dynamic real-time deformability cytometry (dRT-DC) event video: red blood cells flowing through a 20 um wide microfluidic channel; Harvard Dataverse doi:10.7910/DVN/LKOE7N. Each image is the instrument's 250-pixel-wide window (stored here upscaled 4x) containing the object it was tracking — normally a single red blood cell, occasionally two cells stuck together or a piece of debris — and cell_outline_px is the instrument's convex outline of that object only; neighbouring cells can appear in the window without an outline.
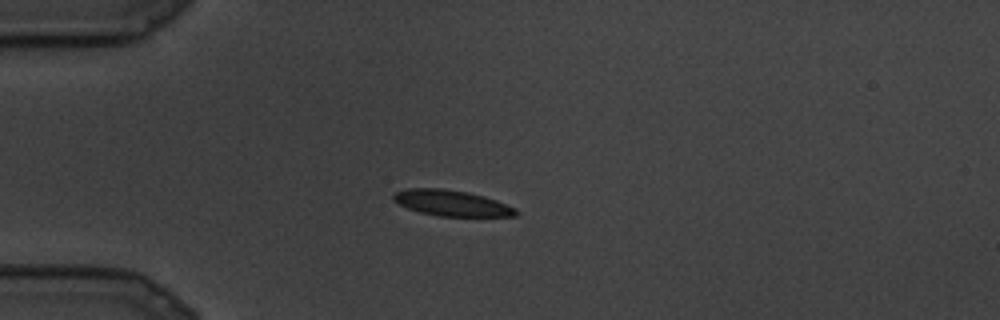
{"species": "common noctule bat (a hibernating species)", "species_latin": "Nyctalus noctula", "temperature_condition": "cold", "stored_images_in_passage": 4, "camera_frame_rate_fps": 3000, "um_per_image_px": 0.085, "animal": {"sex": "male", "body_mass_g": 19.5, "forearm_length_mm": 54.6}, "frame": {"image": 1, "passage_image": 1, "time_ms": 0.0, "image_size_px": [1000, 320], "cell_outline_px": [[520, 212], [516, 216], [440, 216], [420, 212], [408, 208], [392, 200], [392, 196], [396, 192], [408, 188], [440, 188], [468, 192], [484, 196], [496, 200], [516, 208]], "centroid_in_image_um": [38.41, 17.26], "position_along_channel_um": 46.6, "area_um2": 18.38}}
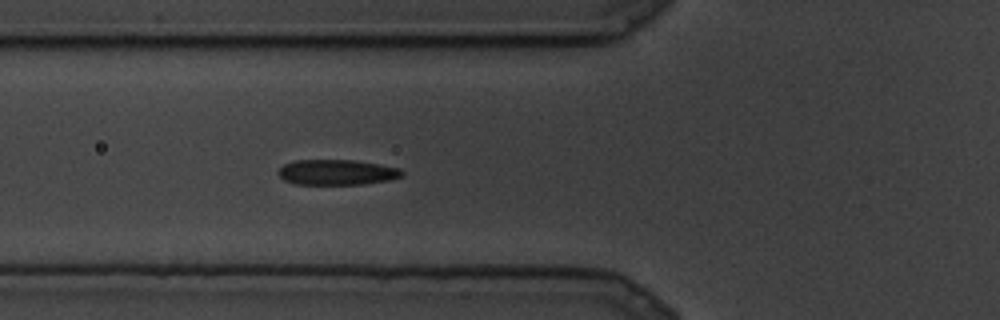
{"frame": {"image": 2, "passage_image": 4, "time_ms": 1.0, "image_size_px": [1000, 320], "cell_outline_px": [[404, 176], [388, 180], [364, 184], [296, 184], [284, 180], [276, 172], [284, 164], [296, 160], [356, 160], [380, 164], [400, 168], [404, 172]], "centroid_in_image_um": [28.66, 14.64], "position_along_channel_um": 97.1, "area_um2": 18.38}}